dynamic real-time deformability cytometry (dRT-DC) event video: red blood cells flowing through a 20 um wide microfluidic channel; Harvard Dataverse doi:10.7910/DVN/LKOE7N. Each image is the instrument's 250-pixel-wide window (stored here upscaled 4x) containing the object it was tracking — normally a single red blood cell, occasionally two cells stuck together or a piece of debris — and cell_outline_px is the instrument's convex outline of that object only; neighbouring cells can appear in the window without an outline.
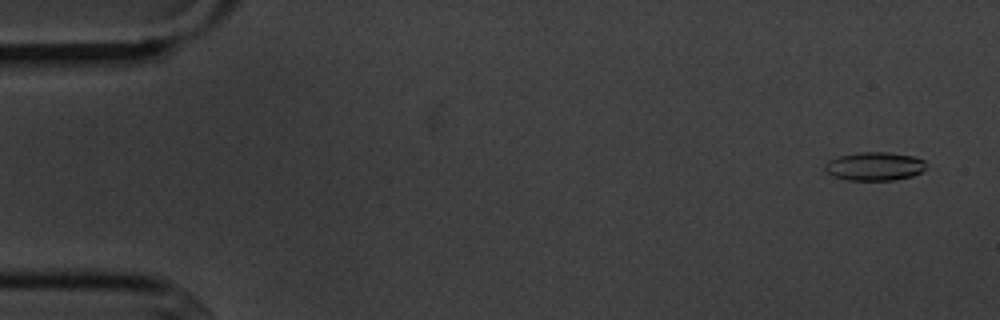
{"species": "common noctule bat (a hibernating species)", "species_latin": "Nyctalus noctula", "temperature_condition": "cold", "stored_images_in_passage": 5, "camera_frame_rate_fps": 3000, "um_per_image_px": 0.085, "animal": {"sex": "male", "body_mass_g": 20.1, "forearm_length_mm": 53.5}, "frame": {"image": 1, "passage_image": 1, "time_ms": 0.0, "image_size_px": [1000, 320], "cell_outline_px": [[924, 168], [920, 172], [912, 176], [892, 180], [848, 180], [832, 176], [824, 168], [824, 164], [828, 160], [840, 156], [860, 152], [892, 152], [912, 156], [924, 160]], "centroid_in_image_um": [74.31, 14.13], "position_along_channel_um": 10.7, "area_um2": 16.7}}